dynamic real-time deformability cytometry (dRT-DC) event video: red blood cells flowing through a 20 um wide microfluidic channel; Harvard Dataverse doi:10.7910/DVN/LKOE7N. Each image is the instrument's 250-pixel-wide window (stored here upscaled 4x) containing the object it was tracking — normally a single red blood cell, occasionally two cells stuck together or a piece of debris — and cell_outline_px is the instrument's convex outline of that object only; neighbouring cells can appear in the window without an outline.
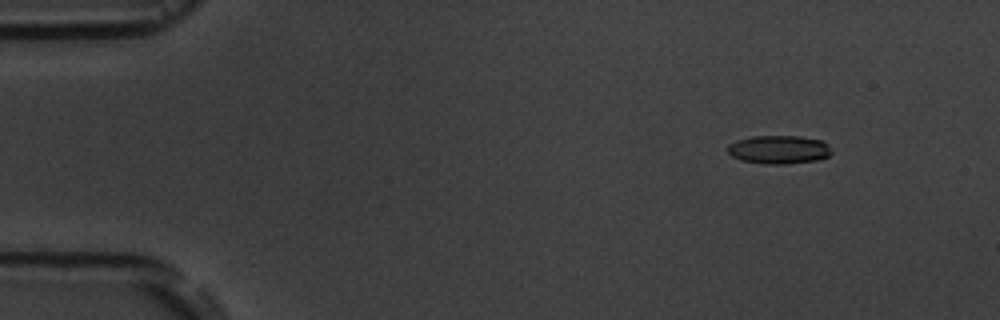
{"species": "common noctule bat (a hibernating species)", "species_latin": "Nyctalus noctula", "temperature_condition": "room temperature", "stored_images_in_passage": 6, "segment_of_instrument_passage": [1, 2], "camera_frame_rate_fps": 3000, "um_per_image_px": 0.085, "animal": {"sex": "male", "body_mass_g": 19.5, "forearm_length_mm": 54.6}, "frame": {"image": 1, "passage_image": 2, "time_ms": 2.0, "image_size_px": [1000, 320], "cell_outline_px": [[832, 152], [828, 156], [816, 160], [788, 164], [764, 164], [740, 160], [732, 156], [728, 152], [728, 144], [736, 140], [752, 136], [800, 136], [820, 140], [828, 144]], "centroid_in_image_um": [66.19, 12.71], "position_along_channel_um": 18.8, "area_um2": 17.28}}
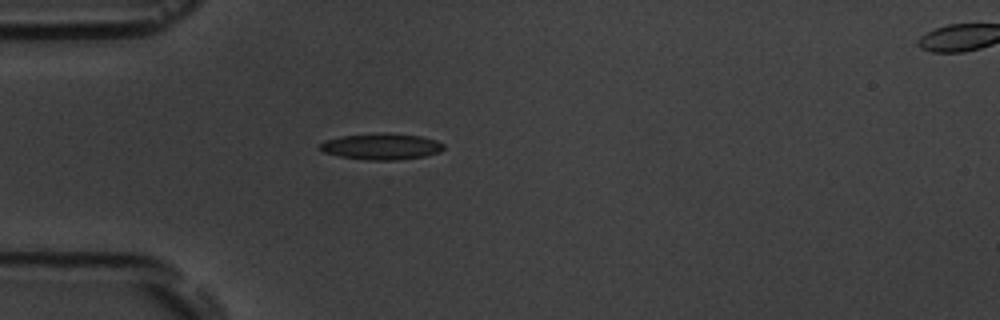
{"frame": {"image": 2, "passage_image": 5, "time_ms": 5.333, "image_size_px": [1000, 320], "cell_outline_px": [[444, 148], [440, 152], [424, 156], [396, 160], [368, 160], [340, 156], [324, 152], [316, 148], [324, 140], [340, 136], [380, 132], [392, 132], [420, 136], [436, 140], [444, 144]], "centroid_in_image_um": [32.4, 12.43], "position_along_channel_um": 52.6, "area_um2": 19.19}}